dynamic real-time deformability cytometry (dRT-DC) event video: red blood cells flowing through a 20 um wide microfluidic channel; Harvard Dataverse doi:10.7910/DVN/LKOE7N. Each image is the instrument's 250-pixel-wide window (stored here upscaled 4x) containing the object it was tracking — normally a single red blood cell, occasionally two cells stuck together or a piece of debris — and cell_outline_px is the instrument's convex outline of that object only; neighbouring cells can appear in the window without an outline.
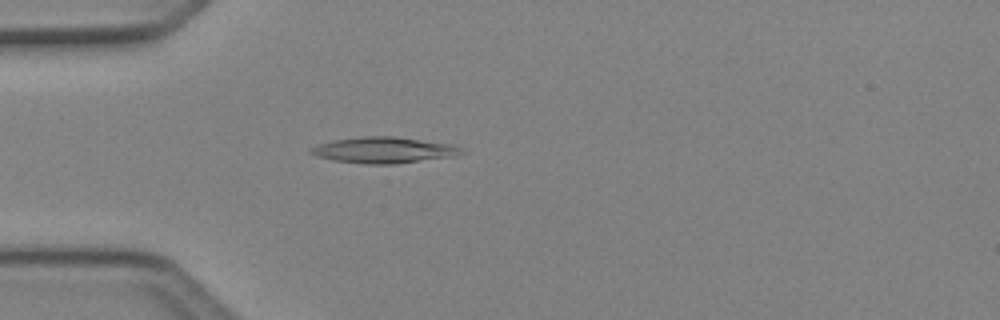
{"species": "Egyptian fruit bat (a non-hibernating species)", "species_latin": "Rousettus aegyptiacus", "temperature_condition": "cold", "stored_images_in_passage": 3, "camera_frame_rate_fps": 3000, "um_per_image_px": 0.085, "animal": {"sex": "female"}, "frame": {"image": 1, "passage_image": 3, "time_ms": 0.667, "image_size_px": [1000, 320], "cell_outline_px": [[464, 152], [456, 156], [392, 164], [368, 164], [336, 160], [320, 156], [312, 152], [308, 148], [332, 140], [364, 136], [396, 136], [452, 144], [460, 148]], "centroid_in_image_um": [32.67, 12.74], "position_along_channel_um": 52.3, "area_um2": 22.54}}